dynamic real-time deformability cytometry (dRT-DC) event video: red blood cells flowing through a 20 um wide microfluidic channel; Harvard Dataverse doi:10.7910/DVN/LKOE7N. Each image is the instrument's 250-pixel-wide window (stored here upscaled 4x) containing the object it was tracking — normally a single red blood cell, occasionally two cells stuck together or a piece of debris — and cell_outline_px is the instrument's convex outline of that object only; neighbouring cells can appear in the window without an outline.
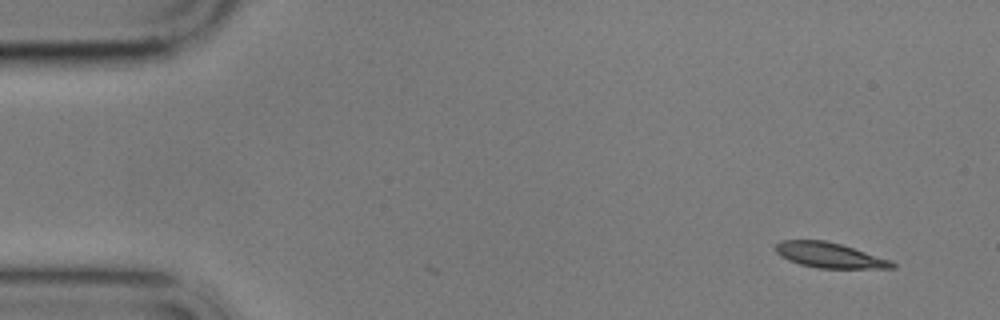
{"species": "common noctule bat (a hibernating species)", "species_latin": "Nyctalus noctula", "temperature_condition": "cold", "stored_images_in_passage": 10, "camera_frame_rate_fps": 3000, "um_per_image_px": 0.085, "animal": {"sex": "male", "body_mass_g": 17.9}, "frame": {"image": 1, "passage_image": 1, "time_ms": 0.0, "image_size_px": [1000, 320], "cell_outline_px": [[896, 268], [816, 268], [800, 264], [788, 260], [780, 256], [776, 252], [776, 244], [780, 240], [824, 240], [840, 244], [892, 260], [896, 264]], "centroid_in_image_um": [70.51, 21.69], "position_along_channel_um": 14.5, "area_um2": 17.11}}
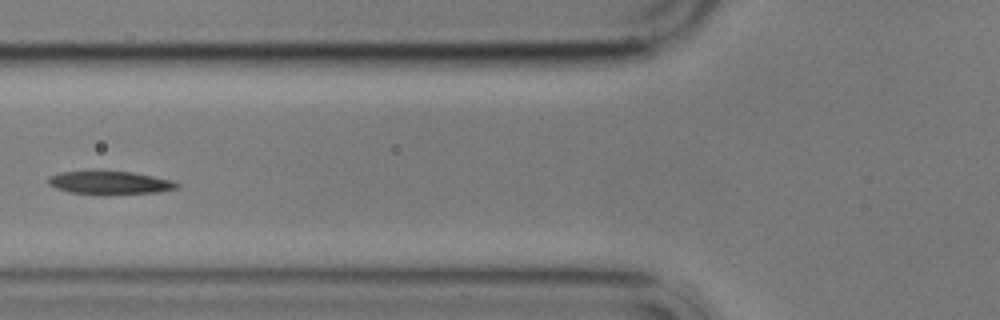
{"frame": {"image": 2, "passage_image": 6, "time_ms": 6.0, "image_size_px": [1000, 320], "cell_outline_px": [[180, 184], [176, 188], [156, 192], [108, 196], [68, 192], [56, 188], [48, 184], [48, 176], [60, 172], [132, 172], [172, 180]], "centroid_in_image_um": [9.31, 15.57], "position_along_channel_um": 116.5, "area_um2": 17.46}}
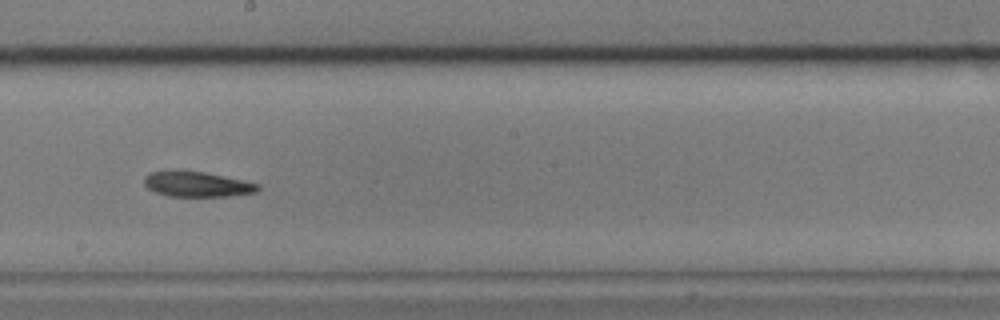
{"frame": {"image": 3, "passage_image": 9, "time_ms": 9.333, "image_size_px": [1000, 320], "cell_outline_px": [[260, 188], [256, 192], [228, 196], [168, 196], [156, 192], [148, 188], [144, 184], [144, 176], [148, 172], [176, 168], [180, 168], [204, 172], [244, 180], [260, 184]], "centroid_in_image_um": [16.69, 15.62], "position_along_channel_um": 231.5, "area_um2": 17.22}}